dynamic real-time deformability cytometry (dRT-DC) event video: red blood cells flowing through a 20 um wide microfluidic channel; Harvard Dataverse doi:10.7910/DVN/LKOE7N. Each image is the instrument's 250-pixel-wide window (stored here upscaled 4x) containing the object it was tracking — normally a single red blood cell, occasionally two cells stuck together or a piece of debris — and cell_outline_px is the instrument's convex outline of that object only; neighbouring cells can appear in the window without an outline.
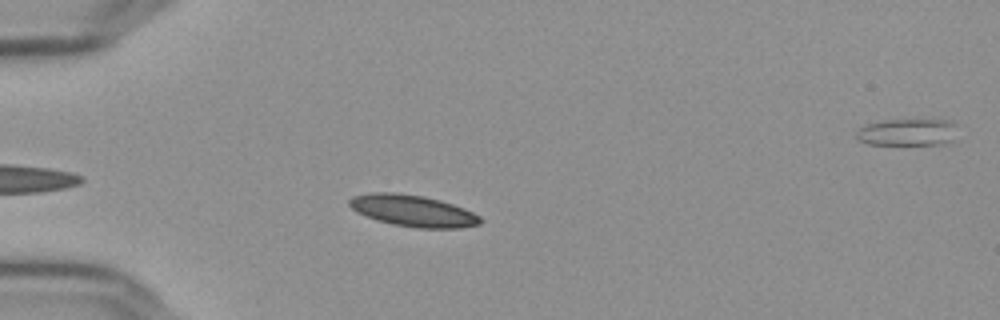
{"species": "Egyptian fruit bat (a non-hibernating species)", "species_latin": "Rousettus aegyptiacus", "temperature_condition": "cold", "stored_images_in_passage": 37, "camera_frame_rate_fps": 3000, "um_per_image_px": 0.085, "frame": {"image": 1, "passage_image": 7, "time_ms": 2.0, "image_size_px": [1000, 320], "cell_outline_px": [[484, 220], [480, 224], [460, 228], [416, 228], [392, 224], [376, 220], [356, 212], [348, 204], [348, 200], [352, 196], [372, 192], [396, 192], [424, 196], [440, 200], [464, 208], [480, 216]], "centroid_in_image_um": [35.09, 17.91], "position_along_channel_um": 49.9, "area_um2": 24.28}}
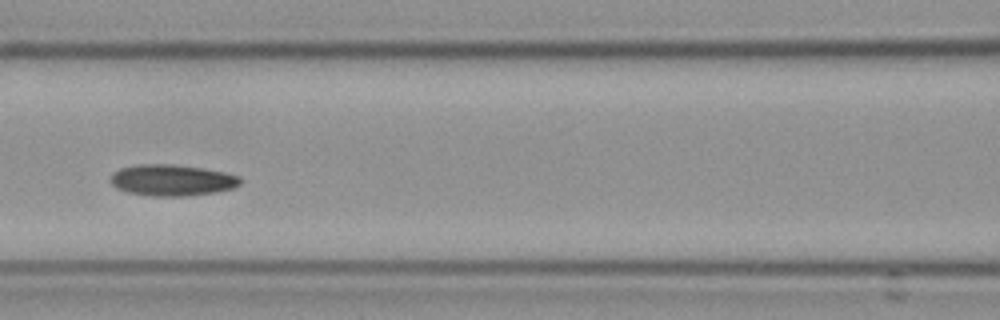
{"frame": {"image": 2, "passage_image": 17, "time_ms": 5.333, "image_size_px": [1000, 320], "cell_outline_px": [[240, 184], [232, 188], [216, 192], [188, 196], [148, 196], [128, 192], [116, 188], [112, 184], [112, 172], [120, 168], [140, 164], [172, 164], [200, 168], [224, 172], [240, 176]], "centroid_in_image_um": [14.61, 15.32], "position_along_channel_um": 152.0, "area_um2": 23.58}}
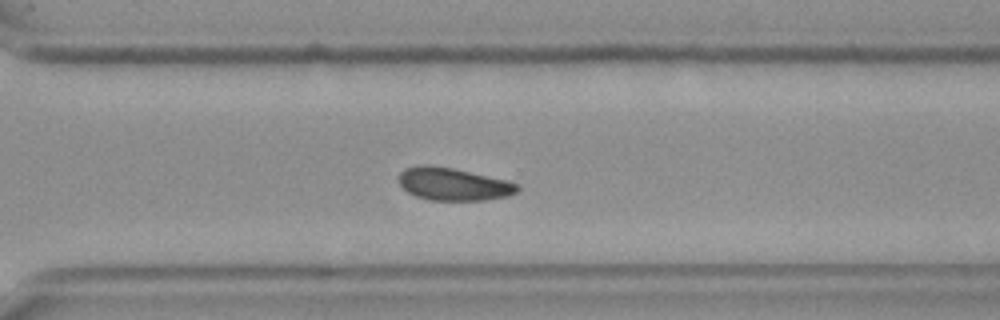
{"frame": {"image": 3, "passage_image": 32, "time_ms": 10.333, "image_size_px": [1000, 320], "cell_outline_px": [[520, 188], [516, 192], [508, 196], [488, 200], [428, 200], [416, 196], [408, 192], [400, 184], [400, 172], [404, 168], [416, 164], [432, 164], [452, 168], [508, 180], [516, 184]], "centroid_in_image_um": [38.52, 15.64], "position_along_channel_um": 332.1, "area_um2": 22.72}, "authors_computed_cell_mechanics": {"area_um2": 23.2356, "velocity_mm_per_s": 3.613, "shape_relaxation_time_tau1_ms": 8.9778, "shape_relaxation_time_tau2_ms": null, "deformation_change_tau1": 0.1421, "deformation_change_tau2": null}}